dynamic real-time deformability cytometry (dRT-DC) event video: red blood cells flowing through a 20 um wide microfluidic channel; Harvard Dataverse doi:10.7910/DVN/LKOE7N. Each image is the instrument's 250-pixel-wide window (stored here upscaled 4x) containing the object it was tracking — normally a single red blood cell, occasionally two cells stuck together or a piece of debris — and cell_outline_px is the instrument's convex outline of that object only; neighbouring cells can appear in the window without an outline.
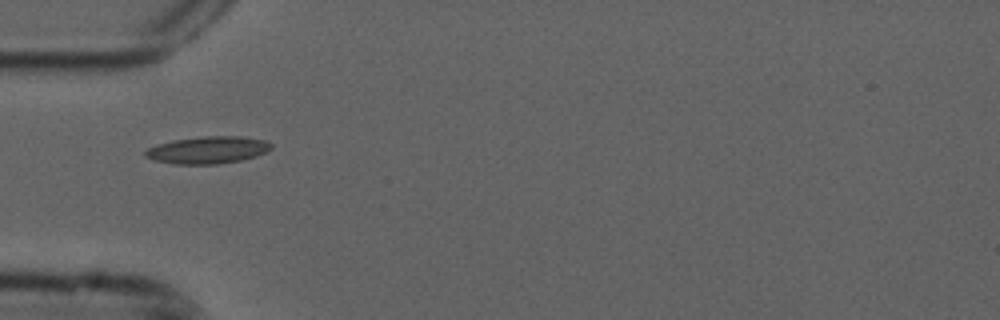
{"species": "common noctule bat (a hibernating species)", "species_latin": "Nyctalus noctula", "temperature_condition": "cold", "stored_images_in_passage": 6, "camera_frame_rate_fps": 3000, "um_per_image_px": 0.085, "animal": {"sex": "male", "forearm_length_mm": 52.5}, "frame": {"image": 1, "passage_image": 1, "time_ms": 0.0, "image_size_px": [1000, 320], "cell_outline_px": [[272, 148], [256, 156], [240, 160], [216, 164], [172, 164], [156, 160], [144, 156], [144, 152], [148, 148], [156, 144], [172, 140], [204, 136], [240, 136], [264, 140], [272, 144]], "centroid_in_image_um": [17.63, 12.74], "position_along_channel_um": 67.4, "area_um2": 19.88}}
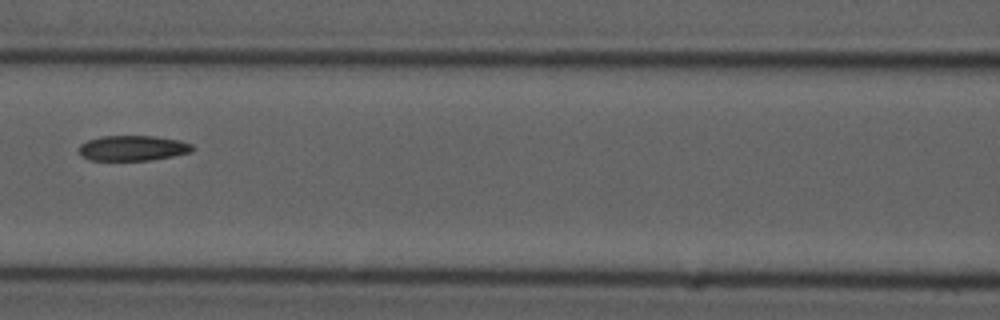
{"frame": {"image": 2, "passage_image": 3, "time_ms": 0.667, "image_size_px": [1000, 320], "cell_outline_px": [[192, 152], [152, 160], [88, 160], [80, 156], [80, 144], [88, 140], [100, 136], [156, 136], [180, 140], [192, 144]], "centroid_in_image_um": [11.28, 12.59], "position_along_channel_um": 155.3, "area_um2": 16.76}}
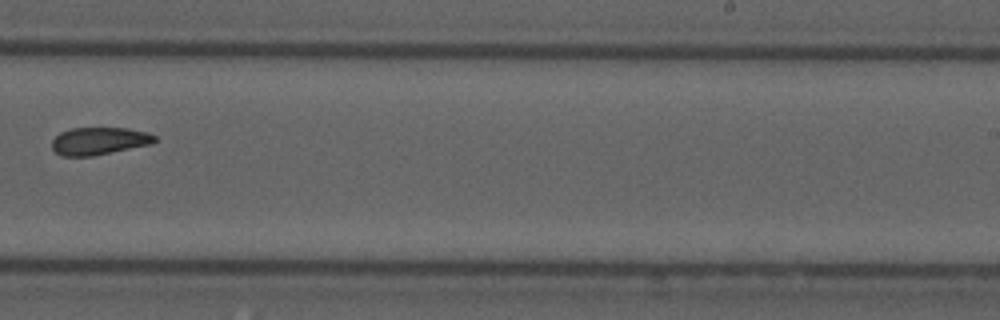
{"frame": {"image": 3, "passage_image": 6, "time_ms": 1.667, "image_size_px": [1000, 320], "cell_outline_px": [[156, 140], [152, 144], [92, 156], [60, 156], [52, 148], [52, 140], [60, 132], [72, 128], [128, 128], [148, 132], [156, 136]], "centroid_in_image_um": [8.43, 11.98], "position_along_channel_um": 280.6, "area_um2": 16.53}}